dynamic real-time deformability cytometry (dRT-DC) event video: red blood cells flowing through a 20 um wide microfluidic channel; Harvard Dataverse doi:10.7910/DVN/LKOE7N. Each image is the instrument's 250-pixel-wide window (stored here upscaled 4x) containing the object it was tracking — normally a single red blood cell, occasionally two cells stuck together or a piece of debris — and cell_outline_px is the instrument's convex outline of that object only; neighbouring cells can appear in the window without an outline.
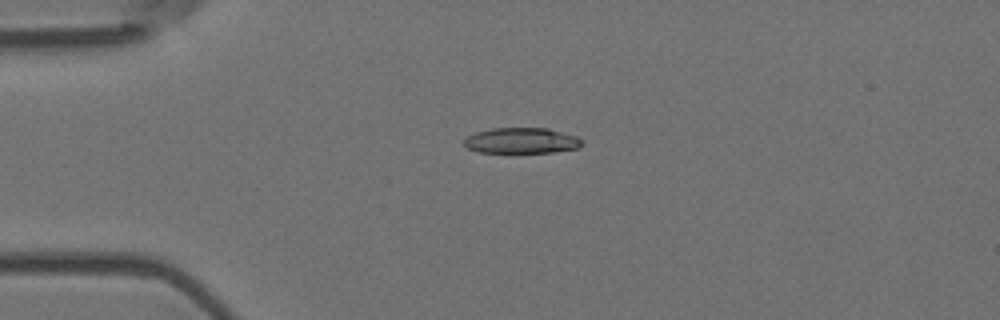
{"species": "Egyptian fruit bat (a non-hibernating species)", "species_latin": "Rousettus aegyptiacus", "temperature_condition": "room temperature", "stored_images_in_passage": 4, "camera_frame_rate_fps": 3000, "um_per_image_px": 0.085, "animal": {"sex": "female"}, "frame": {"image": 1, "passage_image": 3, "time_ms": 0.667, "image_size_px": [1000, 320], "cell_outline_px": [[584, 144], [580, 148], [552, 152], [480, 152], [468, 148], [464, 144], [464, 140], [468, 136], [476, 132], [492, 128], [548, 128], [576, 136], [584, 140]], "centroid_in_image_um": [44.39, 11.95], "position_along_channel_um": 40.6, "area_um2": 17.63}}